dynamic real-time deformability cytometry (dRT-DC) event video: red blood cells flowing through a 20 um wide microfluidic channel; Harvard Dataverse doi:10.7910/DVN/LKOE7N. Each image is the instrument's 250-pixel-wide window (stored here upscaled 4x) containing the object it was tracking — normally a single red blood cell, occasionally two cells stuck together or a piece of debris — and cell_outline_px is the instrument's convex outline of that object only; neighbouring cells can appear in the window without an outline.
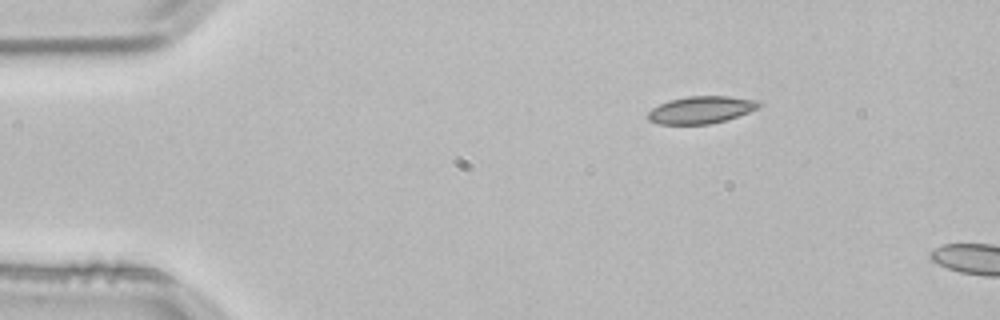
{"species": "common noctule bat (a hibernating species)", "species_latin": "Nyctalus noctula", "temperature_condition": "room temperature", "stored_images_in_passage": 2, "camera_frame_rate_fps": 3000, "um_per_image_px": 0.085, "animal": {"sex": "male", "body_mass_g": 21.5, "forearm_length_mm": 52.0}, "frame": {"image": 1, "passage_image": 1, "time_ms": 0.0, "image_size_px": [1000, 320], "cell_outline_px": [[764, 104], [748, 112], [712, 124], [656, 124], [648, 120], [648, 112], [652, 108], [668, 100], [688, 96], [728, 96], [760, 100]], "centroid_in_image_um": [59.59, 9.33], "position_along_channel_um": 25.4, "area_um2": 17.69}}